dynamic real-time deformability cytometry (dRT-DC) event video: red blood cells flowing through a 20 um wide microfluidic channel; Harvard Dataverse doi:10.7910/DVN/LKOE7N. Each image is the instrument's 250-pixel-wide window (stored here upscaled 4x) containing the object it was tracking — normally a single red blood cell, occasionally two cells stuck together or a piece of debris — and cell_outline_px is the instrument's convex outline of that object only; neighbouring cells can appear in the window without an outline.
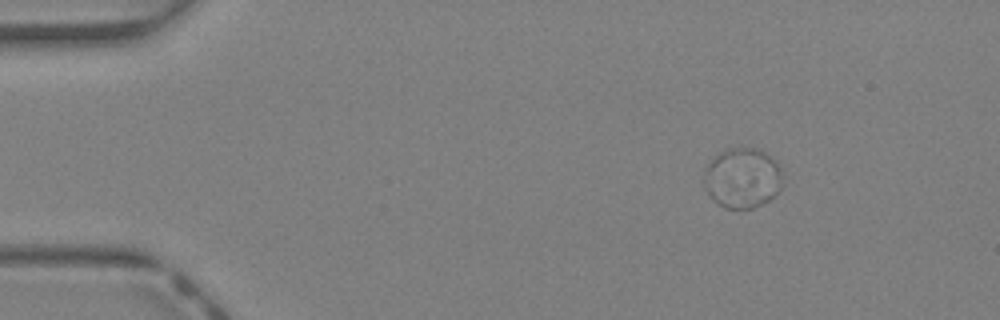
{"species": "Egyptian fruit bat (a non-hibernating species)", "species_latin": "Rousettus aegyptiacus", "temperature_condition": "warm", "stored_images_in_passage": 4, "camera_frame_rate_fps": 3000, "um_per_image_px": 0.085, "animal": {"sex": "female"}, "frame": {"image": 1, "passage_image": 4, "time_ms": 1.0, "image_size_px": [1000, 320], "cell_outline_px": [[780, 188], [768, 200], [752, 208], [724, 208], [716, 204], [712, 200], [704, 188], [704, 168], [720, 152], [728, 148], [760, 148], [776, 164], [780, 172]], "centroid_in_image_um": [63.02, 15.14], "position_along_channel_um": 22.0, "area_um2": 27.17}}